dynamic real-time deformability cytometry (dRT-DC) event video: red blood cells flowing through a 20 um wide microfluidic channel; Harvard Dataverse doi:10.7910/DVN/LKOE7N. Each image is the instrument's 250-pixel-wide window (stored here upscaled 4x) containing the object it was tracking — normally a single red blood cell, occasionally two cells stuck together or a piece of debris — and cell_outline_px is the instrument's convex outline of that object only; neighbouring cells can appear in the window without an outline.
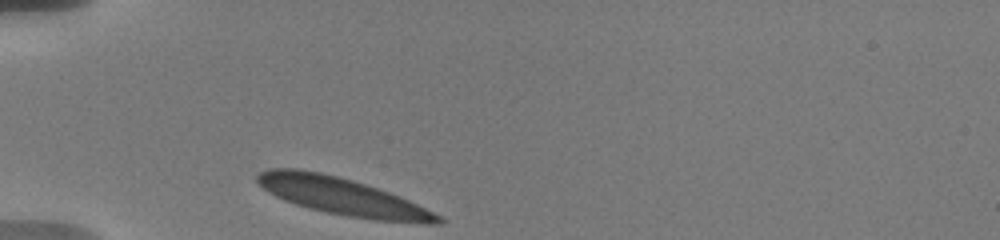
{"species": "human", "species_latin": "Homo sapiens", "temperature_condition": "warm", "stored_images_in_passage": 5, "camera_frame_rate_fps": 3000, "um_per_image_px": 0.085, "donor": {"sex": "male"}, "frame": {"image": 1, "passage_image": 1, "time_ms": 0.0, "image_size_px": [1000, 240], "cell_outline_px": [[444, 220], [440, 224], [420, 224], [372, 220], [348, 216], [328, 212], [296, 204], [284, 200], [268, 192], [256, 180], [256, 176], [260, 172], [268, 168], [296, 168], [320, 172], [352, 180], [400, 196], [440, 216]], "centroid_in_image_um": [29.11, 16.71], "position_along_channel_um": 55.9, "area_um2": 38.84}}
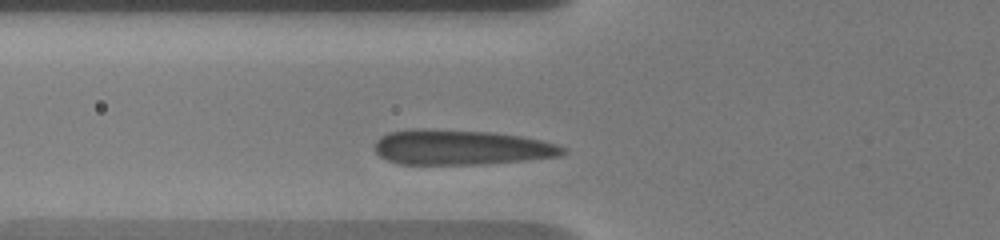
{"frame": {"image": 2, "passage_image": 4, "time_ms": 1.333, "image_size_px": [1000, 240], "cell_outline_px": [[568, 152], [560, 156], [528, 160], [484, 164], [400, 164], [388, 160], [380, 156], [376, 152], [376, 140], [380, 136], [388, 132], [412, 128], [428, 128], [496, 132], [520, 136], [540, 140], [556, 144], [564, 148]], "centroid_in_image_um": [39.19, 12.51], "position_along_channel_um": 86.6, "area_um2": 38.78}}